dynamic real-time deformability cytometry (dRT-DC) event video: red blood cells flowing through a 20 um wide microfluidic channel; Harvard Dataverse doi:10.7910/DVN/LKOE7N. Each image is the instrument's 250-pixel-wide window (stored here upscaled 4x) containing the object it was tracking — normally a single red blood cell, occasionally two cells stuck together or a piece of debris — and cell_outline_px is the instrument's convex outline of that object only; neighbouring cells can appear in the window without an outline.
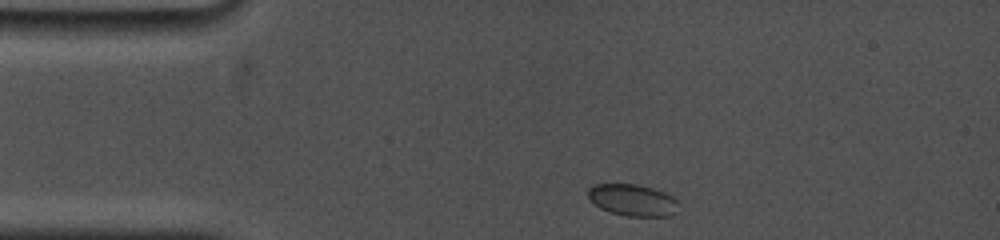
{"species": "common noctule bat (a hibernating species)", "species_latin": "Nyctalus noctula", "temperature_condition": "cold", "stored_images_in_passage": 65, "camera_frame_rate_fps": 5000, "um_per_image_px": 0.085, "animal": {"sex": "female", "body_mass_g": 19.0, "forearm_length_mm": 53.3}, "frame": {"image": 1, "passage_image": 1, "time_ms": 0.0, "image_size_px": [1000, 240], "cell_outline_px": [[676, 200], [672, 216], [628, 216], [612, 212], [600, 208], [588, 196], [588, 188], [596, 184], [636, 184], [652, 188], [664, 192], [672, 196]], "centroid_in_image_um": [53.74, 16.99], "position_along_channel_um": 31.3, "area_um2": 16.3}}
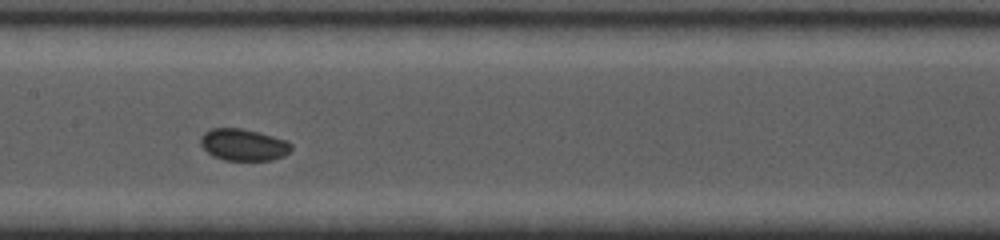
{"frame": {"image": 2, "passage_image": 28, "time_ms": 5.4, "image_size_px": [1000, 240], "cell_outline_px": [[292, 148], [284, 156], [272, 160], [224, 160], [212, 156], [200, 144], [200, 136], [204, 132], [212, 128], [240, 128], [260, 132], [284, 140], [292, 144]], "centroid_in_image_um": [20.67, 12.3], "position_along_channel_um": 186.7, "area_um2": 16.82}}
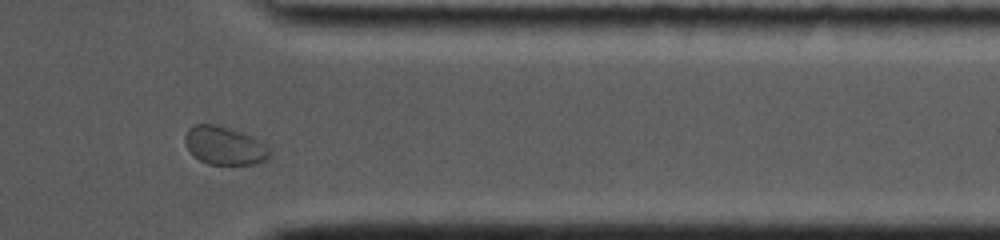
{"frame": {"image": 3, "passage_image": 56, "time_ms": 11.0, "image_size_px": [1000, 240], "cell_outline_px": [[272, 156], [268, 160], [256, 164], [208, 164], [192, 156], [184, 140], [184, 136], [188, 128], [196, 124], [216, 124], [232, 128], [264, 144], [272, 152]], "centroid_in_image_um": [19.07, 12.39], "position_along_channel_um": 392.3, "area_um2": 18.96}}